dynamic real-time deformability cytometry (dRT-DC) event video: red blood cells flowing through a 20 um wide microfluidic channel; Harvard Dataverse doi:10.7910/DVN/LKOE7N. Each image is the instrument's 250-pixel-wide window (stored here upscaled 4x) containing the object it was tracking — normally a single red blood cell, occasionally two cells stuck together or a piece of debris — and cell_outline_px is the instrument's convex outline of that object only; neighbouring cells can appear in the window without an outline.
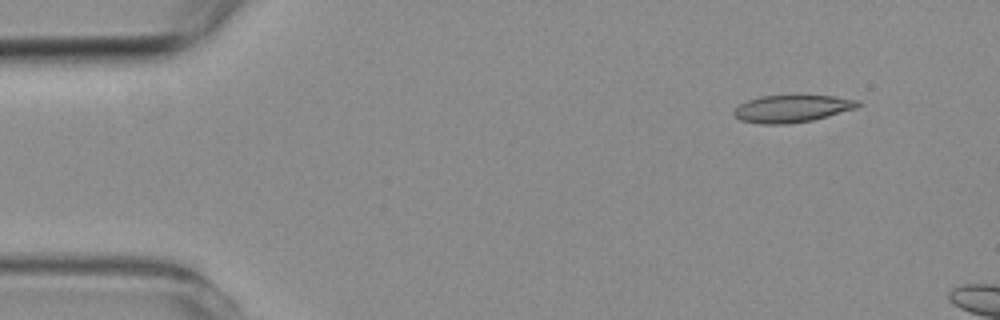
{"species": "common noctule bat (a hibernating species)", "species_latin": "Nyctalus noctula", "temperature_condition": "room temperature", "stored_images_in_passage": 2, "camera_frame_rate_fps": 3000, "um_per_image_px": 0.085, "animal": {"sex": "female", "body_mass_g": 19.3, "forearm_length_mm": 54.1}, "frame": {"image": 1, "passage_image": 1, "time_ms": 0.0, "image_size_px": [1000, 320], "cell_outline_px": [[860, 104], [856, 108], [828, 116], [812, 120], [788, 124], [760, 124], [740, 120], [732, 112], [740, 104], [748, 100], [760, 96], [836, 96], [860, 100]], "centroid_in_image_um": [67.33, 9.24], "position_along_channel_um": 17.7, "area_um2": 19.59}}